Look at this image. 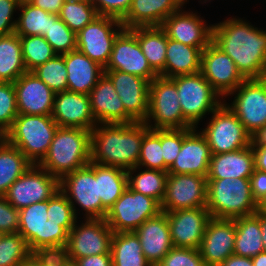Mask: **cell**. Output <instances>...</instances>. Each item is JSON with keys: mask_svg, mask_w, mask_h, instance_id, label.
<instances>
[{"mask_svg": "<svg viewBox=\"0 0 266 266\" xmlns=\"http://www.w3.org/2000/svg\"><path fill=\"white\" fill-rule=\"evenodd\" d=\"M19 230V210L15 209L4 196L0 195V232L17 233Z\"/></svg>", "mask_w": 266, "mask_h": 266, "instance_id": "cell-52", "label": "cell"}, {"mask_svg": "<svg viewBox=\"0 0 266 266\" xmlns=\"http://www.w3.org/2000/svg\"><path fill=\"white\" fill-rule=\"evenodd\" d=\"M95 180H98V198L107 211L128 187L127 171L118 167L95 163Z\"/></svg>", "mask_w": 266, "mask_h": 266, "instance_id": "cell-34", "label": "cell"}, {"mask_svg": "<svg viewBox=\"0 0 266 266\" xmlns=\"http://www.w3.org/2000/svg\"><path fill=\"white\" fill-rule=\"evenodd\" d=\"M211 114L206 128L200 132L205 136L212 155L250 146V134L227 102L223 101Z\"/></svg>", "mask_w": 266, "mask_h": 266, "instance_id": "cell-9", "label": "cell"}, {"mask_svg": "<svg viewBox=\"0 0 266 266\" xmlns=\"http://www.w3.org/2000/svg\"><path fill=\"white\" fill-rule=\"evenodd\" d=\"M98 16L95 6L91 3L68 2L64 3L59 18L77 34L94 18Z\"/></svg>", "mask_w": 266, "mask_h": 266, "instance_id": "cell-45", "label": "cell"}, {"mask_svg": "<svg viewBox=\"0 0 266 266\" xmlns=\"http://www.w3.org/2000/svg\"><path fill=\"white\" fill-rule=\"evenodd\" d=\"M57 55L76 50V34L59 18L50 14V27L44 36Z\"/></svg>", "mask_w": 266, "mask_h": 266, "instance_id": "cell-43", "label": "cell"}, {"mask_svg": "<svg viewBox=\"0 0 266 266\" xmlns=\"http://www.w3.org/2000/svg\"><path fill=\"white\" fill-rule=\"evenodd\" d=\"M174 247L200 248L208 221L206 207L166 212Z\"/></svg>", "mask_w": 266, "mask_h": 266, "instance_id": "cell-19", "label": "cell"}, {"mask_svg": "<svg viewBox=\"0 0 266 266\" xmlns=\"http://www.w3.org/2000/svg\"><path fill=\"white\" fill-rule=\"evenodd\" d=\"M60 191V179L39 165H32L4 194L17 210L52 198Z\"/></svg>", "mask_w": 266, "mask_h": 266, "instance_id": "cell-13", "label": "cell"}, {"mask_svg": "<svg viewBox=\"0 0 266 266\" xmlns=\"http://www.w3.org/2000/svg\"><path fill=\"white\" fill-rule=\"evenodd\" d=\"M60 191L71 203L75 215L78 217V204L85 214L84 219H105L107 210L98 198V180H95V163L76 169L60 179ZM77 209V210H76Z\"/></svg>", "mask_w": 266, "mask_h": 266, "instance_id": "cell-8", "label": "cell"}, {"mask_svg": "<svg viewBox=\"0 0 266 266\" xmlns=\"http://www.w3.org/2000/svg\"><path fill=\"white\" fill-rule=\"evenodd\" d=\"M142 170L143 168L140 167L127 170L128 187L133 191L155 199L161 205L165 195L168 172L152 169ZM136 171L137 174L134 173Z\"/></svg>", "mask_w": 266, "mask_h": 266, "instance_id": "cell-37", "label": "cell"}, {"mask_svg": "<svg viewBox=\"0 0 266 266\" xmlns=\"http://www.w3.org/2000/svg\"><path fill=\"white\" fill-rule=\"evenodd\" d=\"M132 0H93L98 15L110 16L121 20L130 8Z\"/></svg>", "mask_w": 266, "mask_h": 266, "instance_id": "cell-51", "label": "cell"}, {"mask_svg": "<svg viewBox=\"0 0 266 266\" xmlns=\"http://www.w3.org/2000/svg\"><path fill=\"white\" fill-rule=\"evenodd\" d=\"M92 114L97 124L135 123L125 111L110 78L104 73L89 93Z\"/></svg>", "mask_w": 266, "mask_h": 266, "instance_id": "cell-26", "label": "cell"}, {"mask_svg": "<svg viewBox=\"0 0 266 266\" xmlns=\"http://www.w3.org/2000/svg\"><path fill=\"white\" fill-rule=\"evenodd\" d=\"M137 167L164 171L160 129H149L144 134Z\"/></svg>", "mask_w": 266, "mask_h": 266, "instance_id": "cell-44", "label": "cell"}, {"mask_svg": "<svg viewBox=\"0 0 266 266\" xmlns=\"http://www.w3.org/2000/svg\"><path fill=\"white\" fill-rule=\"evenodd\" d=\"M32 72L55 93L67 91V69L63 55L56 54Z\"/></svg>", "mask_w": 266, "mask_h": 266, "instance_id": "cell-42", "label": "cell"}, {"mask_svg": "<svg viewBox=\"0 0 266 266\" xmlns=\"http://www.w3.org/2000/svg\"><path fill=\"white\" fill-rule=\"evenodd\" d=\"M257 207L250 179L207 180L206 208L211 218L234 219L249 216L257 212Z\"/></svg>", "mask_w": 266, "mask_h": 266, "instance_id": "cell-4", "label": "cell"}, {"mask_svg": "<svg viewBox=\"0 0 266 266\" xmlns=\"http://www.w3.org/2000/svg\"><path fill=\"white\" fill-rule=\"evenodd\" d=\"M157 266H206L198 249L173 247Z\"/></svg>", "mask_w": 266, "mask_h": 266, "instance_id": "cell-50", "label": "cell"}, {"mask_svg": "<svg viewBox=\"0 0 266 266\" xmlns=\"http://www.w3.org/2000/svg\"><path fill=\"white\" fill-rule=\"evenodd\" d=\"M110 252L112 266H152L144 256L134 231L113 232Z\"/></svg>", "mask_w": 266, "mask_h": 266, "instance_id": "cell-35", "label": "cell"}, {"mask_svg": "<svg viewBox=\"0 0 266 266\" xmlns=\"http://www.w3.org/2000/svg\"><path fill=\"white\" fill-rule=\"evenodd\" d=\"M250 184L252 195L258 203L266 195V173L254 169L253 174L250 176Z\"/></svg>", "mask_w": 266, "mask_h": 266, "instance_id": "cell-54", "label": "cell"}, {"mask_svg": "<svg viewBox=\"0 0 266 266\" xmlns=\"http://www.w3.org/2000/svg\"><path fill=\"white\" fill-rule=\"evenodd\" d=\"M197 128L183 129L181 151L173 164L168 168V174L207 176L212 154L205 136Z\"/></svg>", "mask_w": 266, "mask_h": 266, "instance_id": "cell-21", "label": "cell"}, {"mask_svg": "<svg viewBox=\"0 0 266 266\" xmlns=\"http://www.w3.org/2000/svg\"><path fill=\"white\" fill-rule=\"evenodd\" d=\"M138 39L151 68L159 74L165 67L167 35L160 26L129 29Z\"/></svg>", "mask_w": 266, "mask_h": 266, "instance_id": "cell-32", "label": "cell"}, {"mask_svg": "<svg viewBox=\"0 0 266 266\" xmlns=\"http://www.w3.org/2000/svg\"><path fill=\"white\" fill-rule=\"evenodd\" d=\"M212 42L245 79L266 78V30L235 16L213 25Z\"/></svg>", "mask_w": 266, "mask_h": 266, "instance_id": "cell-1", "label": "cell"}, {"mask_svg": "<svg viewBox=\"0 0 266 266\" xmlns=\"http://www.w3.org/2000/svg\"><path fill=\"white\" fill-rule=\"evenodd\" d=\"M20 15L17 17L15 33L19 36H45L50 27V14L31 3L19 5Z\"/></svg>", "mask_w": 266, "mask_h": 266, "instance_id": "cell-39", "label": "cell"}, {"mask_svg": "<svg viewBox=\"0 0 266 266\" xmlns=\"http://www.w3.org/2000/svg\"><path fill=\"white\" fill-rule=\"evenodd\" d=\"M26 72L20 36L16 33L0 36V82L14 83Z\"/></svg>", "mask_w": 266, "mask_h": 266, "instance_id": "cell-36", "label": "cell"}, {"mask_svg": "<svg viewBox=\"0 0 266 266\" xmlns=\"http://www.w3.org/2000/svg\"><path fill=\"white\" fill-rule=\"evenodd\" d=\"M48 200L19 210V230L30 251L41 246L60 245L68 241V232L59 223L48 220Z\"/></svg>", "mask_w": 266, "mask_h": 266, "instance_id": "cell-11", "label": "cell"}, {"mask_svg": "<svg viewBox=\"0 0 266 266\" xmlns=\"http://www.w3.org/2000/svg\"><path fill=\"white\" fill-rule=\"evenodd\" d=\"M229 95L235 96L228 107L250 135L266 126V78L245 79Z\"/></svg>", "mask_w": 266, "mask_h": 266, "instance_id": "cell-14", "label": "cell"}, {"mask_svg": "<svg viewBox=\"0 0 266 266\" xmlns=\"http://www.w3.org/2000/svg\"><path fill=\"white\" fill-rule=\"evenodd\" d=\"M251 259L254 266H266V252L264 251L253 256Z\"/></svg>", "mask_w": 266, "mask_h": 266, "instance_id": "cell-61", "label": "cell"}, {"mask_svg": "<svg viewBox=\"0 0 266 266\" xmlns=\"http://www.w3.org/2000/svg\"><path fill=\"white\" fill-rule=\"evenodd\" d=\"M160 143L164 159V171L176 160L183 143V129H160Z\"/></svg>", "mask_w": 266, "mask_h": 266, "instance_id": "cell-47", "label": "cell"}, {"mask_svg": "<svg viewBox=\"0 0 266 266\" xmlns=\"http://www.w3.org/2000/svg\"><path fill=\"white\" fill-rule=\"evenodd\" d=\"M67 266H78L76 262L70 261Z\"/></svg>", "mask_w": 266, "mask_h": 266, "instance_id": "cell-67", "label": "cell"}, {"mask_svg": "<svg viewBox=\"0 0 266 266\" xmlns=\"http://www.w3.org/2000/svg\"><path fill=\"white\" fill-rule=\"evenodd\" d=\"M31 254L21 234H3L0 240V266H22Z\"/></svg>", "mask_w": 266, "mask_h": 266, "instance_id": "cell-41", "label": "cell"}, {"mask_svg": "<svg viewBox=\"0 0 266 266\" xmlns=\"http://www.w3.org/2000/svg\"><path fill=\"white\" fill-rule=\"evenodd\" d=\"M250 145L252 148H261L266 146V126L256 130L250 135Z\"/></svg>", "mask_w": 266, "mask_h": 266, "instance_id": "cell-59", "label": "cell"}, {"mask_svg": "<svg viewBox=\"0 0 266 266\" xmlns=\"http://www.w3.org/2000/svg\"><path fill=\"white\" fill-rule=\"evenodd\" d=\"M121 99L125 111L136 121L144 122L148 114L149 84L142 77L117 70H104Z\"/></svg>", "mask_w": 266, "mask_h": 266, "instance_id": "cell-22", "label": "cell"}, {"mask_svg": "<svg viewBox=\"0 0 266 266\" xmlns=\"http://www.w3.org/2000/svg\"><path fill=\"white\" fill-rule=\"evenodd\" d=\"M33 164L15 146L7 144L0 147V195L4 196L8 188Z\"/></svg>", "mask_w": 266, "mask_h": 266, "instance_id": "cell-38", "label": "cell"}, {"mask_svg": "<svg viewBox=\"0 0 266 266\" xmlns=\"http://www.w3.org/2000/svg\"><path fill=\"white\" fill-rule=\"evenodd\" d=\"M160 212L161 206L155 199L127 187L108 210L105 221L113 232H131Z\"/></svg>", "mask_w": 266, "mask_h": 266, "instance_id": "cell-10", "label": "cell"}, {"mask_svg": "<svg viewBox=\"0 0 266 266\" xmlns=\"http://www.w3.org/2000/svg\"><path fill=\"white\" fill-rule=\"evenodd\" d=\"M22 56L27 72L52 59L56 53L41 35L20 36Z\"/></svg>", "mask_w": 266, "mask_h": 266, "instance_id": "cell-40", "label": "cell"}, {"mask_svg": "<svg viewBox=\"0 0 266 266\" xmlns=\"http://www.w3.org/2000/svg\"><path fill=\"white\" fill-rule=\"evenodd\" d=\"M51 116L59 127L91 131L97 125L92 114L89 95L68 90L55 94Z\"/></svg>", "mask_w": 266, "mask_h": 266, "instance_id": "cell-25", "label": "cell"}, {"mask_svg": "<svg viewBox=\"0 0 266 266\" xmlns=\"http://www.w3.org/2000/svg\"><path fill=\"white\" fill-rule=\"evenodd\" d=\"M236 225L234 254L252 258L263 252L260 212L234 218Z\"/></svg>", "mask_w": 266, "mask_h": 266, "instance_id": "cell-33", "label": "cell"}, {"mask_svg": "<svg viewBox=\"0 0 266 266\" xmlns=\"http://www.w3.org/2000/svg\"><path fill=\"white\" fill-rule=\"evenodd\" d=\"M35 7L41 8L51 14L59 15L64 4L63 0H32L30 2Z\"/></svg>", "mask_w": 266, "mask_h": 266, "instance_id": "cell-56", "label": "cell"}, {"mask_svg": "<svg viewBox=\"0 0 266 266\" xmlns=\"http://www.w3.org/2000/svg\"><path fill=\"white\" fill-rule=\"evenodd\" d=\"M200 73L212 88L224 98L229 96L245 78L237 70L234 61L211 42L201 53Z\"/></svg>", "mask_w": 266, "mask_h": 266, "instance_id": "cell-17", "label": "cell"}, {"mask_svg": "<svg viewBox=\"0 0 266 266\" xmlns=\"http://www.w3.org/2000/svg\"><path fill=\"white\" fill-rule=\"evenodd\" d=\"M207 177L195 174H168L161 211L206 207Z\"/></svg>", "mask_w": 266, "mask_h": 266, "instance_id": "cell-15", "label": "cell"}, {"mask_svg": "<svg viewBox=\"0 0 266 266\" xmlns=\"http://www.w3.org/2000/svg\"><path fill=\"white\" fill-rule=\"evenodd\" d=\"M252 149L254 154L255 169L266 173V146Z\"/></svg>", "mask_w": 266, "mask_h": 266, "instance_id": "cell-57", "label": "cell"}, {"mask_svg": "<svg viewBox=\"0 0 266 266\" xmlns=\"http://www.w3.org/2000/svg\"><path fill=\"white\" fill-rule=\"evenodd\" d=\"M17 115V100L13 83L0 82V124L9 130Z\"/></svg>", "mask_w": 266, "mask_h": 266, "instance_id": "cell-49", "label": "cell"}, {"mask_svg": "<svg viewBox=\"0 0 266 266\" xmlns=\"http://www.w3.org/2000/svg\"><path fill=\"white\" fill-rule=\"evenodd\" d=\"M104 70L134 74L149 82L159 76L149 65L137 37L129 29H124L115 39L110 60Z\"/></svg>", "mask_w": 266, "mask_h": 266, "instance_id": "cell-18", "label": "cell"}, {"mask_svg": "<svg viewBox=\"0 0 266 266\" xmlns=\"http://www.w3.org/2000/svg\"><path fill=\"white\" fill-rule=\"evenodd\" d=\"M204 21L197 13L181 8L167 17L160 27L168 38L203 50L212 42L213 27Z\"/></svg>", "mask_w": 266, "mask_h": 266, "instance_id": "cell-20", "label": "cell"}, {"mask_svg": "<svg viewBox=\"0 0 266 266\" xmlns=\"http://www.w3.org/2000/svg\"><path fill=\"white\" fill-rule=\"evenodd\" d=\"M62 55L67 69V90L89 95L104 74V67L77 49Z\"/></svg>", "mask_w": 266, "mask_h": 266, "instance_id": "cell-29", "label": "cell"}, {"mask_svg": "<svg viewBox=\"0 0 266 266\" xmlns=\"http://www.w3.org/2000/svg\"><path fill=\"white\" fill-rule=\"evenodd\" d=\"M91 162V131L58 127L45 158L38 164L61 179Z\"/></svg>", "mask_w": 266, "mask_h": 266, "instance_id": "cell-3", "label": "cell"}, {"mask_svg": "<svg viewBox=\"0 0 266 266\" xmlns=\"http://www.w3.org/2000/svg\"><path fill=\"white\" fill-rule=\"evenodd\" d=\"M19 5L17 0H0V36L15 33L17 20L13 18V14L19 9Z\"/></svg>", "mask_w": 266, "mask_h": 266, "instance_id": "cell-53", "label": "cell"}, {"mask_svg": "<svg viewBox=\"0 0 266 266\" xmlns=\"http://www.w3.org/2000/svg\"><path fill=\"white\" fill-rule=\"evenodd\" d=\"M47 215L48 220L59 223L68 233L77 221L71 203L61 191L48 199Z\"/></svg>", "mask_w": 266, "mask_h": 266, "instance_id": "cell-46", "label": "cell"}, {"mask_svg": "<svg viewBox=\"0 0 266 266\" xmlns=\"http://www.w3.org/2000/svg\"><path fill=\"white\" fill-rule=\"evenodd\" d=\"M254 169V154L250 145L237 151L212 155L206 177L207 180L250 179Z\"/></svg>", "mask_w": 266, "mask_h": 266, "instance_id": "cell-30", "label": "cell"}, {"mask_svg": "<svg viewBox=\"0 0 266 266\" xmlns=\"http://www.w3.org/2000/svg\"><path fill=\"white\" fill-rule=\"evenodd\" d=\"M51 115L18 114L9 132V144L17 147L33 164L46 156L58 129Z\"/></svg>", "mask_w": 266, "mask_h": 266, "instance_id": "cell-5", "label": "cell"}, {"mask_svg": "<svg viewBox=\"0 0 266 266\" xmlns=\"http://www.w3.org/2000/svg\"><path fill=\"white\" fill-rule=\"evenodd\" d=\"M219 266H254V265L251 258L232 254Z\"/></svg>", "mask_w": 266, "mask_h": 266, "instance_id": "cell-58", "label": "cell"}, {"mask_svg": "<svg viewBox=\"0 0 266 266\" xmlns=\"http://www.w3.org/2000/svg\"><path fill=\"white\" fill-rule=\"evenodd\" d=\"M143 254L152 266H157L173 248L167 214L160 212L156 217L147 219L134 231Z\"/></svg>", "mask_w": 266, "mask_h": 266, "instance_id": "cell-27", "label": "cell"}, {"mask_svg": "<svg viewBox=\"0 0 266 266\" xmlns=\"http://www.w3.org/2000/svg\"><path fill=\"white\" fill-rule=\"evenodd\" d=\"M13 85L18 114L52 115L56 93L33 72L22 74Z\"/></svg>", "mask_w": 266, "mask_h": 266, "instance_id": "cell-23", "label": "cell"}, {"mask_svg": "<svg viewBox=\"0 0 266 266\" xmlns=\"http://www.w3.org/2000/svg\"><path fill=\"white\" fill-rule=\"evenodd\" d=\"M124 29L119 19L98 15L76 34V49L105 68L114 41Z\"/></svg>", "mask_w": 266, "mask_h": 266, "instance_id": "cell-12", "label": "cell"}, {"mask_svg": "<svg viewBox=\"0 0 266 266\" xmlns=\"http://www.w3.org/2000/svg\"><path fill=\"white\" fill-rule=\"evenodd\" d=\"M68 233V249L71 261L79 258L111 253L113 231L105 219H85Z\"/></svg>", "mask_w": 266, "mask_h": 266, "instance_id": "cell-16", "label": "cell"}, {"mask_svg": "<svg viewBox=\"0 0 266 266\" xmlns=\"http://www.w3.org/2000/svg\"><path fill=\"white\" fill-rule=\"evenodd\" d=\"M144 123L150 129L194 128L183 117L176 84L171 79L158 76L150 82L148 114Z\"/></svg>", "mask_w": 266, "mask_h": 266, "instance_id": "cell-6", "label": "cell"}, {"mask_svg": "<svg viewBox=\"0 0 266 266\" xmlns=\"http://www.w3.org/2000/svg\"><path fill=\"white\" fill-rule=\"evenodd\" d=\"M202 50L167 37L166 60L160 77L171 79L200 72Z\"/></svg>", "mask_w": 266, "mask_h": 266, "instance_id": "cell-31", "label": "cell"}, {"mask_svg": "<svg viewBox=\"0 0 266 266\" xmlns=\"http://www.w3.org/2000/svg\"><path fill=\"white\" fill-rule=\"evenodd\" d=\"M149 129L144 122L97 124L91 130V162L126 171L137 167Z\"/></svg>", "mask_w": 266, "mask_h": 266, "instance_id": "cell-2", "label": "cell"}, {"mask_svg": "<svg viewBox=\"0 0 266 266\" xmlns=\"http://www.w3.org/2000/svg\"><path fill=\"white\" fill-rule=\"evenodd\" d=\"M22 266H43L32 255L25 261Z\"/></svg>", "mask_w": 266, "mask_h": 266, "instance_id": "cell-63", "label": "cell"}, {"mask_svg": "<svg viewBox=\"0 0 266 266\" xmlns=\"http://www.w3.org/2000/svg\"><path fill=\"white\" fill-rule=\"evenodd\" d=\"M19 4L30 3L32 0H17Z\"/></svg>", "mask_w": 266, "mask_h": 266, "instance_id": "cell-66", "label": "cell"}, {"mask_svg": "<svg viewBox=\"0 0 266 266\" xmlns=\"http://www.w3.org/2000/svg\"><path fill=\"white\" fill-rule=\"evenodd\" d=\"M64 3H68V2H78V3H83V2H87V3H91L93 2V0H63Z\"/></svg>", "mask_w": 266, "mask_h": 266, "instance_id": "cell-65", "label": "cell"}, {"mask_svg": "<svg viewBox=\"0 0 266 266\" xmlns=\"http://www.w3.org/2000/svg\"><path fill=\"white\" fill-rule=\"evenodd\" d=\"M236 225L234 219L211 218L199 248L206 266H219L234 254Z\"/></svg>", "mask_w": 266, "mask_h": 266, "instance_id": "cell-24", "label": "cell"}, {"mask_svg": "<svg viewBox=\"0 0 266 266\" xmlns=\"http://www.w3.org/2000/svg\"><path fill=\"white\" fill-rule=\"evenodd\" d=\"M31 255L43 266H67L71 261L67 243L41 246Z\"/></svg>", "mask_w": 266, "mask_h": 266, "instance_id": "cell-48", "label": "cell"}, {"mask_svg": "<svg viewBox=\"0 0 266 266\" xmlns=\"http://www.w3.org/2000/svg\"><path fill=\"white\" fill-rule=\"evenodd\" d=\"M9 143V132L8 129L0 124V147Z\"/></svg>", "mask_w": 266, "mask_h": 266, "instance_id": "cell-62", "label": "cell"}, {"mask_svg": "<svg viewBox=\"0 0 266 266\" xmlns=\"http://www.w3.org/2000/svg\"><path fill=\"white\" fill-rule=\"evenodd\" d=\"M257 212L266 214V195L258 202Z\"/></svg>", "mask_w": 266, "mask_h": 266, "instance_id": "cell-64", "label": "cell"}, {"mask_svg": "<svg viewBox=\"0 0 266 266\" xmlns=\"http://www.w3.org/2000/svg\"><path fill=\"white\" fill-rule=\"evenodd\" d=\"M171 80L176 84L183 117L193 127H197L207 113H212L224 101L200 72Z\"/></svg>", "mask_w": 266, "mask_h": 266, "instance_id": "cell-7", "label": "cell"}, {"mask_svg": "<svg viewBox=\"0 0 266 266\" xmlns=\"http://www.w3.org/2000/svg\"><path fill=\"white\" fill-rule=\"evenodd\" d=\"M3 234H4L3 232H0V240H1L2 236H3Z\"/></svg>", "mask_w": 266, "mask_h": 266, "instance_id": "cell-68", "label": "cell"}, {"mask_svg": "<svg viewBox=\"0 0 266 266\" xmlns=\"http://www.w3.org/2000/svg\"><path fill=\"white\" fill-rule=\"evenodd\" d=\"M78 266H112L111 253L87 256L75 261Z\"/></svg>", "mask_w": 266, "mask_h": 266, "instance_id": "cell-55", "label": "cell"}, {"mask_svg": "<svg viewBox=\"0 0 266 266\" xmlns=\"http://www.w3.org/2000/svg\"><path fill=\"white\" fill-rule=\"evenodd\" d=\"M186 0H132L128 13L120 20L125 29L161 26L163 21L184 7Z\"/></svg>", "mask_w": 266, "mask_h": 266, "instance_id": "cell-28", "label": "cell"}, {"mask_svg": "<svg viewBox=\"0 0 266 266\" xmlns=\"http://www.w3.org/2000/svg\"><path fill=\"white\" fill-rule=\"evenodd\" d=\"M260 227L262 231L263 251L266 252V214L260 212Z\"/></svg>", "mask_w": 266, "mask_h": 266, "instance_id": "cell-60", "label": "cell"}]
</instances>
